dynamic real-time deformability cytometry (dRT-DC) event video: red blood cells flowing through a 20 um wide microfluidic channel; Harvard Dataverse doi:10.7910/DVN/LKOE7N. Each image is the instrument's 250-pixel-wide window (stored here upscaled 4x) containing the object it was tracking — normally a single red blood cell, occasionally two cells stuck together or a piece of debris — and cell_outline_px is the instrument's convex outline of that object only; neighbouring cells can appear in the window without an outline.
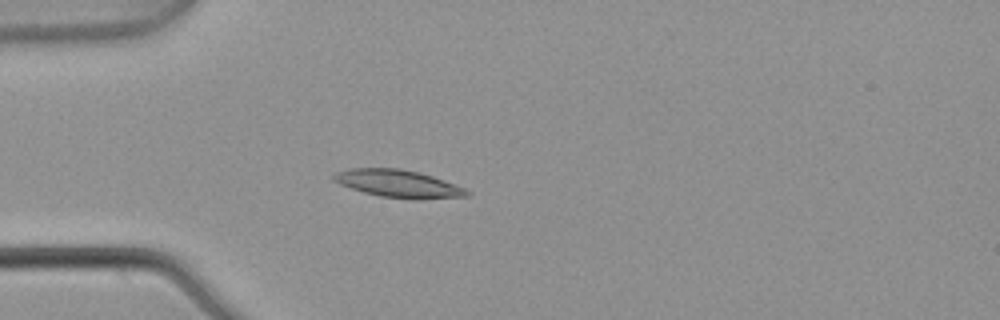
{"species": "common noctule bat (a hibernating species)", "species_latin": "Nyctalus noctula", "temperature_condition": "warm", "stored_images_in_passage": 5, "camera_frame_rate_fps": 3000, "um_per_image_px": 0.085, "animal": {"sex": "male", "body_mass_g": 21.5, "forearm_length_mm": 52.0}, "frame": {"image": 1, "passage_image": 5, "time_ms": 1.333, "image_size_px": [1000, 320], "cell_outline_px": [[472, 192], [468, 196], [380, 196], [364, 192], [340, 184], [332, 180], [332, 176], [336, 172], [352, 168], [400, 168], [432, 176], [444, 180], [464, 188]], "centroid_in_image_um": [33.74, 15.54], "position_along_channel_um": 51.3, "area_um2": 20.06}}